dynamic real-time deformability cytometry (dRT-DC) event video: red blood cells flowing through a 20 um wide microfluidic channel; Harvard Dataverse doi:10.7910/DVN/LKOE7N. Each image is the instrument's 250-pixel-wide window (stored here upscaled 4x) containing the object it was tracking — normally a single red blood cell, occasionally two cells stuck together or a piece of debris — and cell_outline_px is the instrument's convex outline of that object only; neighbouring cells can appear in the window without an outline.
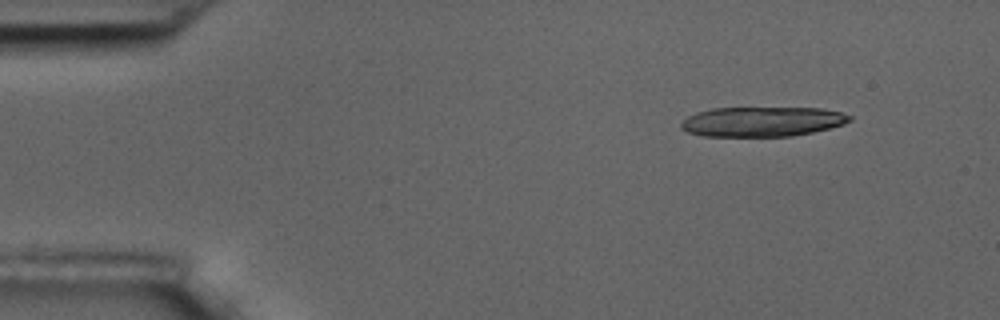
{"species": "common noctule bat (a hibernating species)", "species_latin": "Nyctalus noctula", "temperature_condition": "room temperature", "stored_images_in_passage": 14, "camera_frame_rate_fps": 3000, "um_per_image_px": 0.085, "animal": {"sex": "male", "body_mass_g": 17.5, "forearm_length_mm": 52.3}, "frame": {"image": 1, "passage_image": 1, "time_ms": 0.0, "image_size_px": [1000, 320], "cell_outline_px": [[852, 120], [844, 124], [812, 132], [792, 136], [704, 136], [688, 132], [680, 128], [680, 124], [688, 116], [696, 112], [712, 108], [824, 108], [840, 112], [852, 116]], "centroid_in_image_um": [64.78, 10.33], "position_along_channel_um": 20.2, "area_um2": 29.25}}